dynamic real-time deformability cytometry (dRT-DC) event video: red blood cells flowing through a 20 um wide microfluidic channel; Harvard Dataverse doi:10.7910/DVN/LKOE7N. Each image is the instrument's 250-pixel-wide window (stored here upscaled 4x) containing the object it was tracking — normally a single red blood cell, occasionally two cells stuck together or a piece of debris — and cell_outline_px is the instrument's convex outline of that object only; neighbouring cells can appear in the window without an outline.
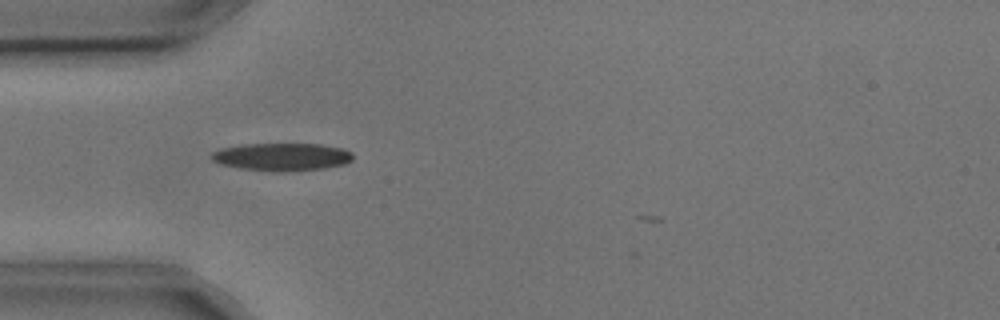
{"species": "common noctule bat (a hibernating species)", "species_latin": "Nyctalus noctula", "temperature_condition": "cold", "stored_images_in_passage": 2, "camera_frame_rate_fps": 3000, "um_per_image_px": 0.085, "animal": {"sex": "male", "body_mass_g": 17.9, "forearm_length_mm": 54.2}, "frame": {"image": 1, "passage_image": 1, "time_ms": 0.0, "image_size_px": [1000, 320], "cell_outline_px": [[352, 160], [344, 164], [324, 168], [284, 172], [272, 172], [240, 168], [220, 164], [212, 160], [212, 152], [220, 148], [240, 144], [320, 144], [344, 148], [352, 152]], "centroid_in_image_um": [23.95, 13.33], "position_along_channel_um": 61.0, "area_um2": 23.06}}